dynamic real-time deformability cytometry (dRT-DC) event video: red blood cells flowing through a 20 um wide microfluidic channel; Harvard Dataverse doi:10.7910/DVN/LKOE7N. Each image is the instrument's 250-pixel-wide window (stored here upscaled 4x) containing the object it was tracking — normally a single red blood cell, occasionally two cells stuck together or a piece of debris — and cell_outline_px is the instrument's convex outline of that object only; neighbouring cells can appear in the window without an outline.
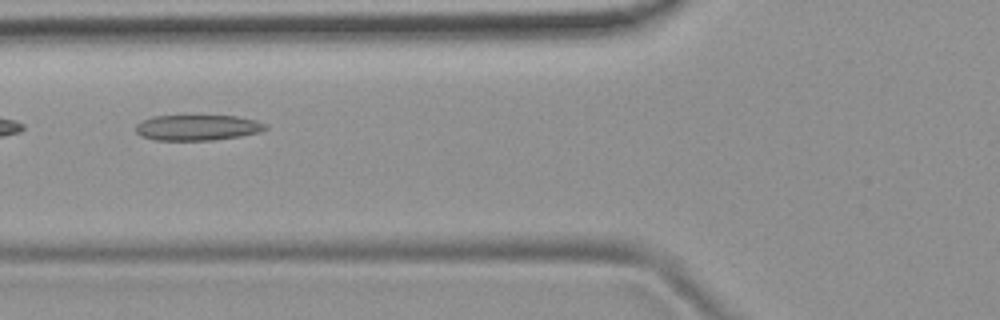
{"species": "common noctule bat (a hibernating species)", "species_latin": "Nyctalus noctula", "temperature_condition": "room temperature", "stored_images_in_passage": 4, "camera_frame_rate_fps": 3000, "um_per_image_px": 0.085, "animal": {"sex": "female", "body_mass_g": 19.9}, "frame": {"image": 1, "passage_image": 2, "time_ms": 1.0, "image_size_px": [1000, 320], "cell_outline_px": [[268, 128], [260, 132], [240, 136], [212, 140], [156, 140], [140, 136], [136, 132], [136, 124], [140, 120], [152, 116], [236, 116], [256, 120], [268, 124]], "centroid_in_image_um": [16.78, 10.84], "position_along_channel_um": 109.0, "area_um2": 19.48}}
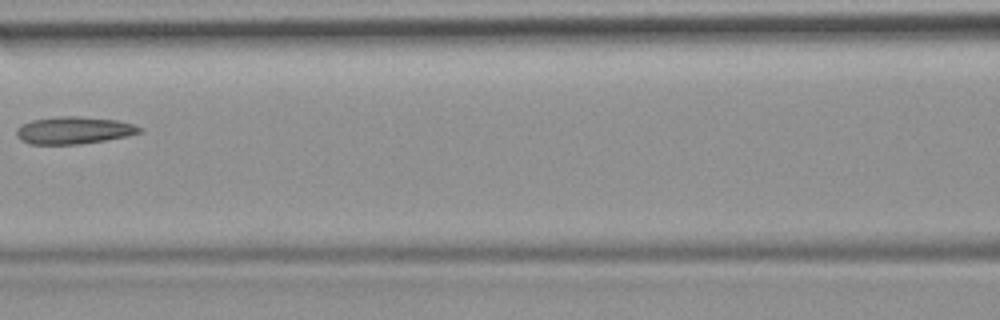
{"frame": {"image": 2, "passage_image": 3, "time_ms": 2.333, "image_size_px": [1000, 320], "cell_outline_px": [[144, 132], [128, 136], [80, 144], [32, 144], [20, 140], [16, 136], [16, 128], [32, 120], [56, 116], [80, 116], [116, 120], [132, 124], [144, 128]], "centroid_in_image_um": [6.3, 11.07], "position_along_channel_um": 160.3, "area_um2": 19.65}}
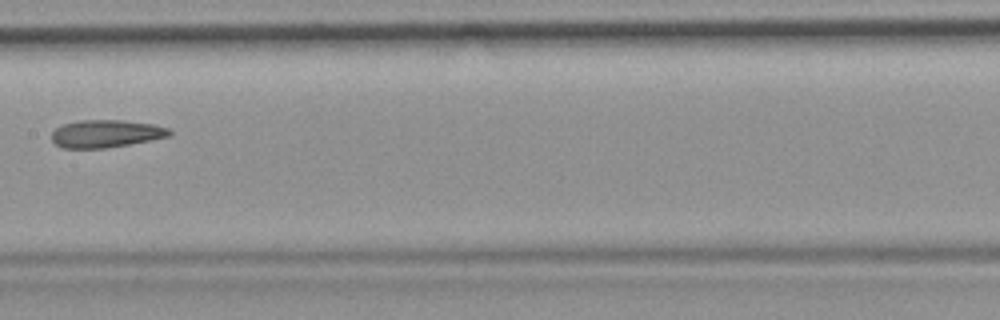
{"frame": {"image": 3, "passage_image": 4, "time_ms": 3.333, "image_size_px": [1000, 320], "cell_outline_px": [[172, 132], [168, 136], [108, 148], [60, 148], [52, 140], [52, 132], [56, 128], [64, 124], [80, 120], [120, 120], [152, 124], [168, 128]], "centroid_in_image_um": [8.96, 11.36], "position_along_channel_um": 198.4, "area_um2": 18.73}}